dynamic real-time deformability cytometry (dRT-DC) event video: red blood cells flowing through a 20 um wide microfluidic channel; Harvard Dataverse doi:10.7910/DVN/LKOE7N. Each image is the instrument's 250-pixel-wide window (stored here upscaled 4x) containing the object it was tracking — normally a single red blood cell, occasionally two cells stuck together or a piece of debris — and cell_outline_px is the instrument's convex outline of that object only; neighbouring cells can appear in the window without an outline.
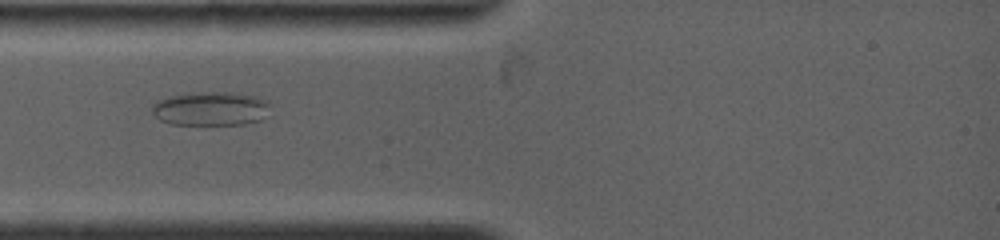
{"species": "common noctule bat (a hibernating species)", "species_latin": "Nyctalus noctula", "temperature_condition": "warm", "stored_images_in_passage": 20, "camera_frame_rate_fps": 4500, "um_per_image_px": 0.085, "animal": {"sex": "female", "body_mass_g": 19.0, "forearm_length_mm": 53.3}, "frame": {"image": 1, "passage_image": 1, "time_ms": 0.0, "image_size_px": [1000, 240], "cell_outline_px": [[268, 104], [264, 116], [260, 120], [244, 124], [172, 124], [160, 120], [152, 112], [152, 104], [156, 100], [172, 96], [204, 92], [236, 92], [256, 96], [264, 100]], "centroid_in_image_um": [17.88, 9.23], "position_along_channel_um": 67.1, "area_um2": 23.0}}
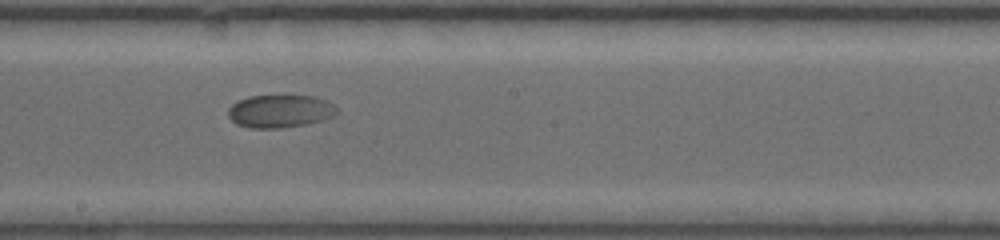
{"frame": {"image": 2, "passage_image": 9, "time_ms": 4.222, "image_size_px": [1000, 240], "cell_outline_px": [[340, 112], [332, 116], [320, 120], [304, 124], [280, 128], [252, 128], [236, 124], [228, 116], [228, 108], [232, 104], [248, 96], [316, 96], [336, 104], [340, 108]], "centroid_in_image_um": [23.84, 9.44], "position_along_channel_um": 224.4, "area_um2": 20.87}}
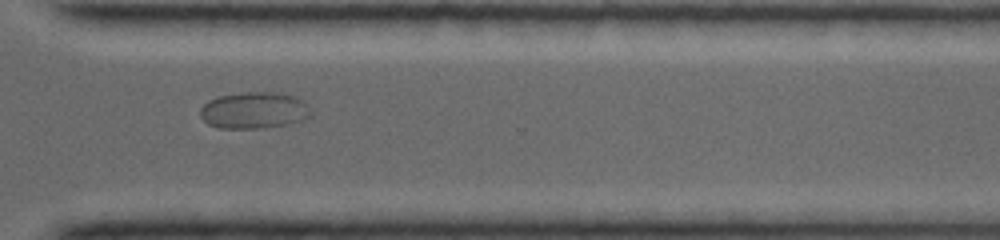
{"frame": {"image": 3, "passage_image": 15, "time_ms": 7.556, "image_size_px": [1000, 240], "cell_outline_px": [[312, 116], [304, 120], [288, 124], [264, 128], [220, 128], [208, 124], [200, 116], [200, 108], [208, 100], [220, 96], [244, 92], [280, 92], [296, 96], [304, 100], [312, 112]], "centroid_in_image_um": [21.64, 9.37], "position_along_channel_um": 349.0, "area_um2": 23.93}}